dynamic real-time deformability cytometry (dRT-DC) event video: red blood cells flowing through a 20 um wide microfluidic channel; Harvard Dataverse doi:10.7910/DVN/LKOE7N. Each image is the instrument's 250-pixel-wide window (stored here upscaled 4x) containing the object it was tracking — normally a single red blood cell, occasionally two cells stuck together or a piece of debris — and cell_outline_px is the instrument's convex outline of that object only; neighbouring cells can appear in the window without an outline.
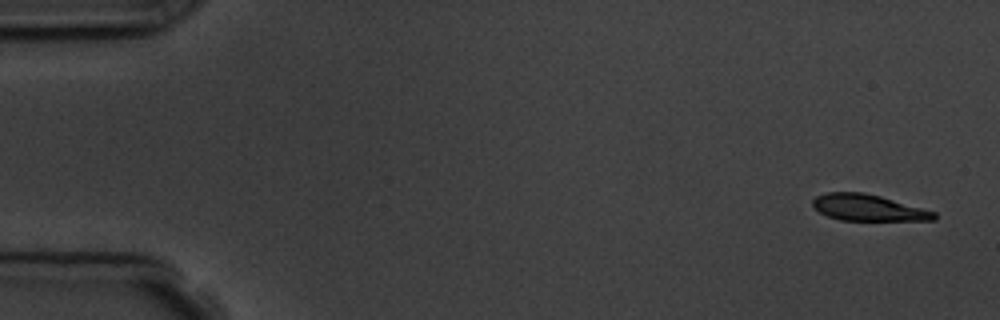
{"species": "common noctule bat (a hibernating species)", "species_latin": "Nyctalus noctula", "temperature_condition": "room temperature", "stored_images_in_passage": 6, "camera_frame_rate_fps": 3000, "um_per_image_px": 0.085, "animal": {"sex": "male", "body_mass_g": 19.5, "forearm_length_mm": 54.6}, "frame": {"image": 1, "passage_image": 1, "time_ms": 0.0, "image_size_px": [1000, 320], "cell_outline_px": [[936, 220], [840, 220], [828, 216], [820, 212], [812, 204], [812, 200], [816, 196], [828, 192], [864, 192], [880, 196], [936, 212]], "centroid_in_image_um": [73.78, 17.65], "position_along_channel_um": 11.2, "area_um2": 18.44}}